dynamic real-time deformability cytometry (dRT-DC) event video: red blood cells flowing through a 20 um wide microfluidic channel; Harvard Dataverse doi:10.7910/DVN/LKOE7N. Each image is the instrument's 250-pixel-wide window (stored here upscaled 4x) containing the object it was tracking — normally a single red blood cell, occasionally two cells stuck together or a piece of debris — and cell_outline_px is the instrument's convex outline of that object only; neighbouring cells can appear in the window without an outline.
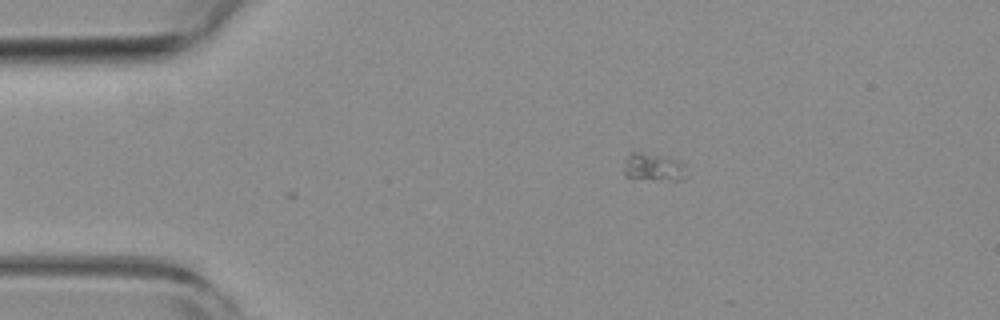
{"species": "common noctule bat (a hibernating species)", "species_latin": "Nyctalus noctula", "temperature_condition": "room temperature", "stored_images_in_passage": 2, "camera_frame_rate_fps": 3000, "um_per_image_px": 0.085, "animal": {"sex": "female", "body_mass_g": 19.3, "forearm_length_mm": 54.1}, "frame": {"image": 1, "passage_image": 1, "time_ms": 0.0, "image_size_px": [1000, 320], "cell_outline_px": [[688, 176], [684, 180], [632, 180], [624, 176], [624, 168], [628, 152], [644, 152], [668, 156], [680, 160], [684, 164]], "centroid_in_image_um": [55.56, 14.23], "position_along_channel_um": 29.4, "area_um2": 10.87}}